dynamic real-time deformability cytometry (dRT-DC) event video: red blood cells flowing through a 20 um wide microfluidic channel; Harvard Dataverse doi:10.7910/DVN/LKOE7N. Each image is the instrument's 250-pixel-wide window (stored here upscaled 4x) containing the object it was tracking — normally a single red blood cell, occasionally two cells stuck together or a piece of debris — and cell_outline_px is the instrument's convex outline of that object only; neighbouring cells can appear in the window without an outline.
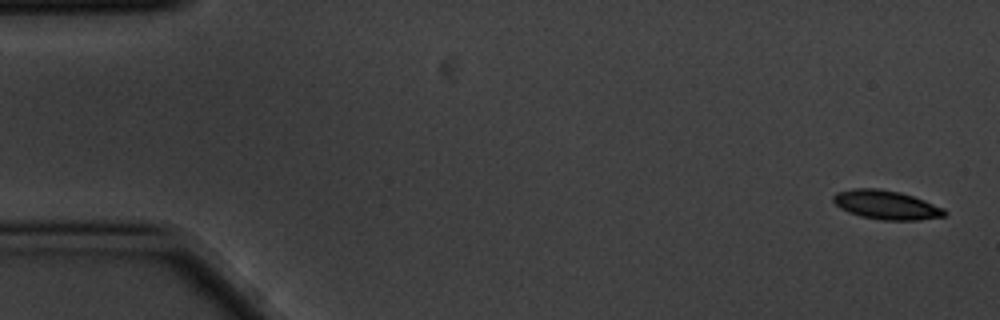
{"species": "common noctule bat (a hibernating species)", "species_latin": "Nyctalus noctula", "temperature_condition": "cold", "stored_images_in_passage": 7, "camera_frame_rate_fps": 3000, "um_per_image_px": 0.085, "animal": {"sex": "male", "body_mass_g": 20.1, "forearm_length_mm": 53.5}, "frame": {"image": 1, "passage_image": 1, "time_ms": 0.0, "image_size_px": [1000, 320], "cell_outline_px": [[948, 212], [944, 216], [920, 220], [880, 220], [860, 216], [848, 212], [840, 208], [832, 200], [832, 196], [836, 192], [852, 188], [880, 188], [900, 192], [924, 200], [944, 208]], "centroid_in_image_um": [75.31, 17.41], "position_along_channel_um": 9.7, "area_um2": 18.96}}